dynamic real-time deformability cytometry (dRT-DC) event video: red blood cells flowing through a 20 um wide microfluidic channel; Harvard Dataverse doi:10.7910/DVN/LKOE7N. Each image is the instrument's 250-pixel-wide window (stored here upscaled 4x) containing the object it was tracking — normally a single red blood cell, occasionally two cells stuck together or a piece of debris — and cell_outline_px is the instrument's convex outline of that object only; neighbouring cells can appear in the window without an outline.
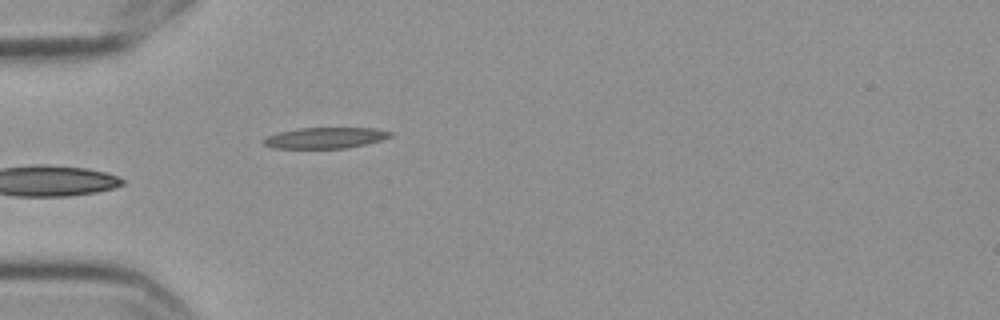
{"species": "Egyptian fruit bat (a non-hibernating species)", "species_latin": "Rousettus aegyptiacus", "temperature_condition": "cold", "stored_images_in_passage": 4, "camera_frame_rate_fps": 3000, "um_per_image_px": 0.085, "frame": {"image": 1, "passage_image": 4, "time_ms": 1.0, "image_size_px": [1000, 320], "cell_outline_px": [[392, 136], [380, 140], [364, 144], [344, 148], [272, 148], [264, 144], [260, 140], [276, 132], [296, 128], [376, 128], [392, 132]], "centroid_in_image_um": [27.59, 11.71], "position_along_channel_um": 57.4, "area_um2": 15.49}}